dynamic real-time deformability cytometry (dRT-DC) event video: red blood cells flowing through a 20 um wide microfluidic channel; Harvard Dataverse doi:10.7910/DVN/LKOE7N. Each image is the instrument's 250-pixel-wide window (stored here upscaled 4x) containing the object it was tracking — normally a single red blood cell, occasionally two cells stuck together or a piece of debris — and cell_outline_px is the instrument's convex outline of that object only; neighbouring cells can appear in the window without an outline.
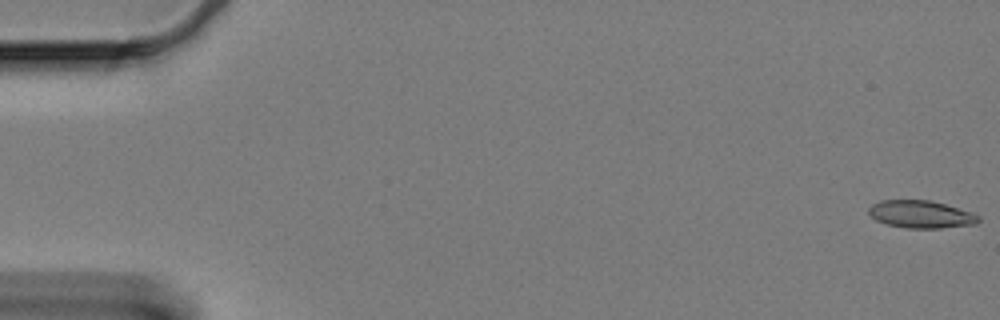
{"species": "Egyptian fruit bat (a non-hibernating species)", "species_latin": "Rousettus aegyptiacus", "temperature_condition": "cold", "stored_images_in_passage": 58, "camera_frame_rate_fps": 3000, "um_per_image_px": 0.085, "animal": {"sex": "female"}, "frame": {"image": 1, "passage_image": 1, "time_ms": 0.0, "image_size_px": [1000, 320], "cell_outline_px": [[980, 220], [976, 224], [940, 228], [908, 228], [888, 224], [876, 220], [868, 212], [868, 208], [872, 204], [880, 200], [928, 200], [944, 204], [980, 216]], "centroid_in_image_um": [78.25, 18.21], "position_along_channel_um": 6.8, "area_um2": 17.34}}
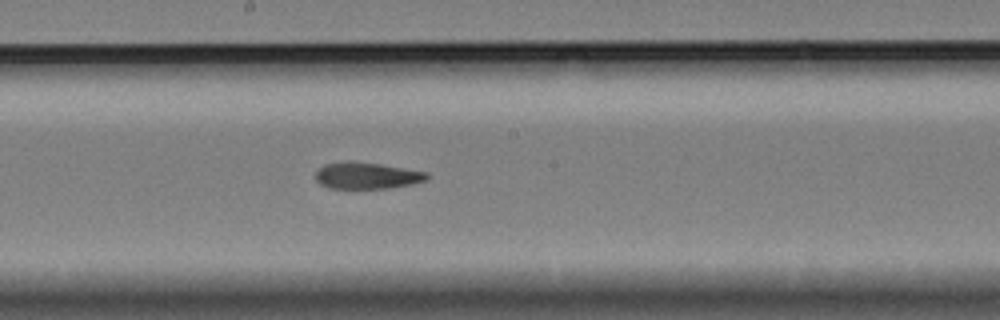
{"frame": {"image": 2, "passage_image": 33, "time_ms": 10.667, "image_size_px": [1000, 320], "cell_outline_px": [[428, 180], [388, 188], [328, 188], [320, 184], [316, 180], [316, 172], [324, 164], [344, 160], [352, 160], [380, 164], [428, 172]], "centroid_in_image_um": [31.14, 14.91], "position_along_channel_um": 217.1, "area_um2": 17.28}}
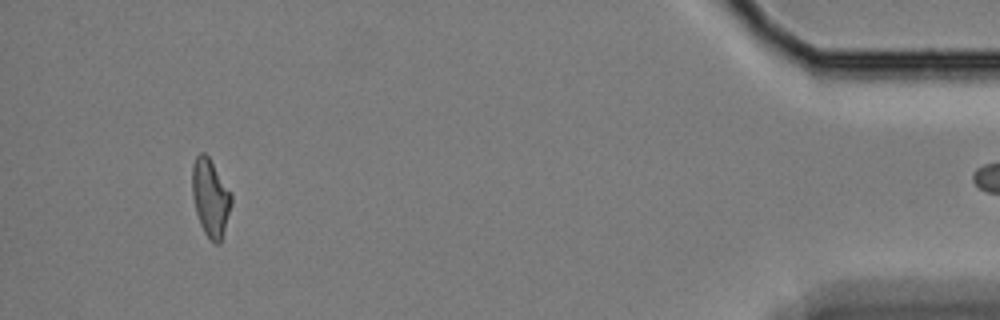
{"frame": {"image": 3, "passage_image": 57, "time_ms": 18.667, "image_size_px": [1000, 320], "cell_outline_px": [[232, 204], [220, 244], [216, 244], [204, 232], [200, 224], [196, 212], [192, 196], [192, 164], [196, 156], [200, 152], [204, 152], [208, 156], [232, 192]], "centroid_in_image_um": [17.89, 16.78], "position_along_channel_um": 417.3, "area_um2": 17.8}}